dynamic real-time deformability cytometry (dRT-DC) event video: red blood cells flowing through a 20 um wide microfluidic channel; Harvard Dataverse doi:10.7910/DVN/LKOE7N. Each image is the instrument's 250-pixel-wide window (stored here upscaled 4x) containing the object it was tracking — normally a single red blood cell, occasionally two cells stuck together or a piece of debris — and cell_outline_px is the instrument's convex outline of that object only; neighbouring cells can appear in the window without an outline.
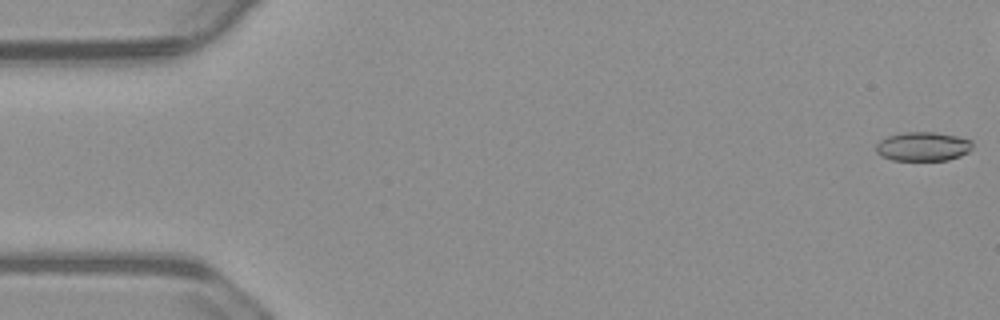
{"species": "common noctule bat (a hibernating species)", "species_latin": "Nyctalus noctula", "temperature_condition": "warm", "stored_images_in_passage": 48, "camera_frame_rate_fps": 3000, "um_per_image_px": 0.085, "animal": {"sex": "male", "body_mass_g": 23.1, "forearm_length_mm": 52.7}, "frame": {"image": 1, "passage_image": 1, "time_ms": 0.0, "image_size_px": [1000, 320], "cell_outline_px": [[972, 148], [968, 152], [960, 156], [948, 160], [892, 160], [880, 156], [876, 152], [876, 144], [880, 140], [888, 136], [904, 132], [936, 132], [956, 136], [972, 140]], "centroid_in_image_um": [78.44, 12.45], "position_along_channel_um": 6.6, "area_um2": 16.42}}
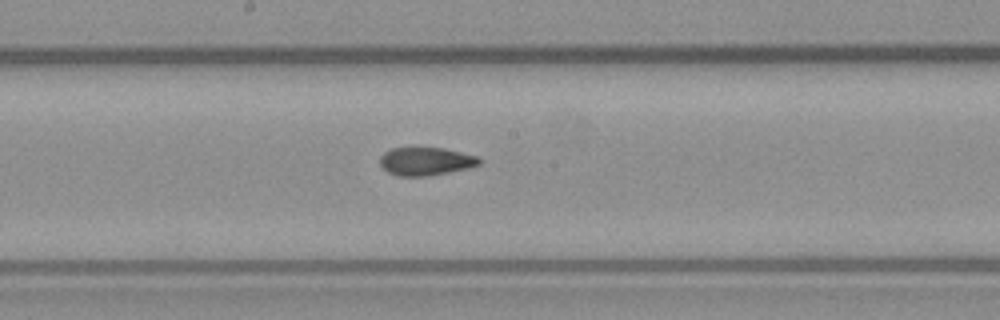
{"frame": {"image": 2, "passage_image": 29, "time_ms": 9.333, "image_size_px": [1000, 320], "cell_outline_px": [[480, 164], [468, 168], [428, 176], [400, 176], [388, 172], [380, 164], [380, 156], [384, 152], [392, 148], [444, 148], [480, 156]], "centroid_in_image_um": [36.21, 13.71], "position_along_channel_um": 212.0, "area_um2": 16.24}}
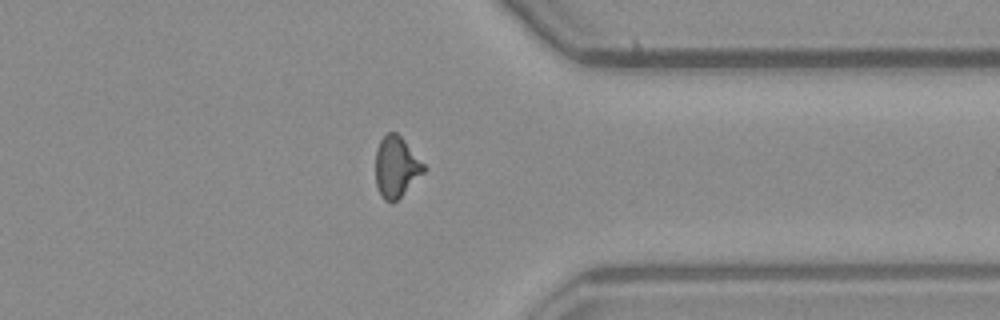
{"frame": {"image": 3, "passage_image": 43, "time_ms": 14.0, "image_size_px": [1000, 320], "cell_outline_px": [[424, 172], [396, 200], [384, 200], [380, 196], [376, 184], [376, 148], [380, 140], [388, 132], [396, 132], [404, 140], [424, 164]], "centroid_in_image_um": [33.65, 14.16], "position_along_channel_um": 377.8, "area_um2": 16.7}}